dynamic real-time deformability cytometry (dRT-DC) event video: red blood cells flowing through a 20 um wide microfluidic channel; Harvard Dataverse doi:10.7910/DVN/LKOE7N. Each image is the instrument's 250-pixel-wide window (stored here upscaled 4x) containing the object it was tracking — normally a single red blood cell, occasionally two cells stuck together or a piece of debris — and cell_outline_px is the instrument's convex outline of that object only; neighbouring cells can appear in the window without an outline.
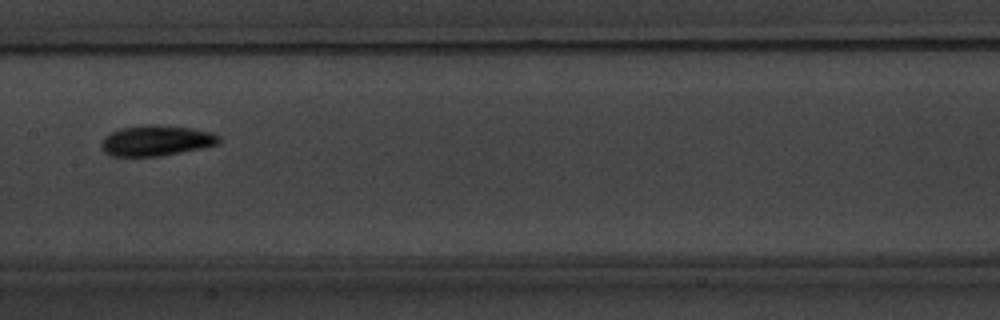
{"species": "common noctule bat (a hibernating species)", "species_latin": "Nyctalus noctula", "temperature_condition": "warm", "stored_images_in_passage": 9, "camera_frame_rate_fps": 3000, "um_per_image_px": 0.085, "animal": {"sex": "male", "body_mass_g": 20.1, "forearm_length_mm": 53.5}, "frame": {"image": 1, "passage_image": 8, "time_ms": 8.667, "image_size_px": [1000, 320], "cell_outline_px": [[220, 144], [160, 156], [112, 156], [104, 152], [100, 144], [104, 136], [120, 128], [148, 124], [156, 124], [192, 128], [212, 132], [220, 136]], "centroid_in_image_um": [13.28, 11.94], "position_along_channel_um": 194.1, "area_um2": 21.04}}